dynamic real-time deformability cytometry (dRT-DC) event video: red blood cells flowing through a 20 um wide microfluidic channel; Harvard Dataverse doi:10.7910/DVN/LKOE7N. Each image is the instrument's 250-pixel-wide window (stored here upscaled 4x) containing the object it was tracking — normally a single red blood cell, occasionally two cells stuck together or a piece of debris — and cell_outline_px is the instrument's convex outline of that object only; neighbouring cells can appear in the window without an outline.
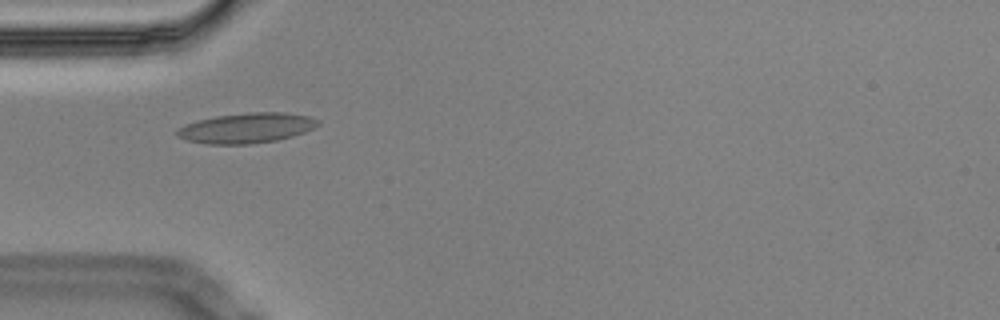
{"species": "Egyptian fruit bat (a non-hibernating species)", "species_latin": "Rousettus aegyptiacus", "temperature_condition": "cold", "stored_images_in_passage": 2, "camera_frame_rate_fps": 3000, "um_per_image_px": 0.085, "animal": {"sex": "male"}, "frame": {"image": 1, "passage_image": 1, "time_ms": 0.0, "image_size_px": [1000, 320], "cell_outline_px": [[320, 124], [304, 132], [292, 136], [276, 140], [248, 144], [208, 144], [188, 140], [176, 136], [176, 132], [180, 128], [188, 124], [200, 120], [216, 116], [252, 112], [284, 112], [308, 116], [320, 120]], "centroid_in_image_um": [20.99, 10.88], "position_along_channel_um": 64.0, "area_um2": 24.39}}